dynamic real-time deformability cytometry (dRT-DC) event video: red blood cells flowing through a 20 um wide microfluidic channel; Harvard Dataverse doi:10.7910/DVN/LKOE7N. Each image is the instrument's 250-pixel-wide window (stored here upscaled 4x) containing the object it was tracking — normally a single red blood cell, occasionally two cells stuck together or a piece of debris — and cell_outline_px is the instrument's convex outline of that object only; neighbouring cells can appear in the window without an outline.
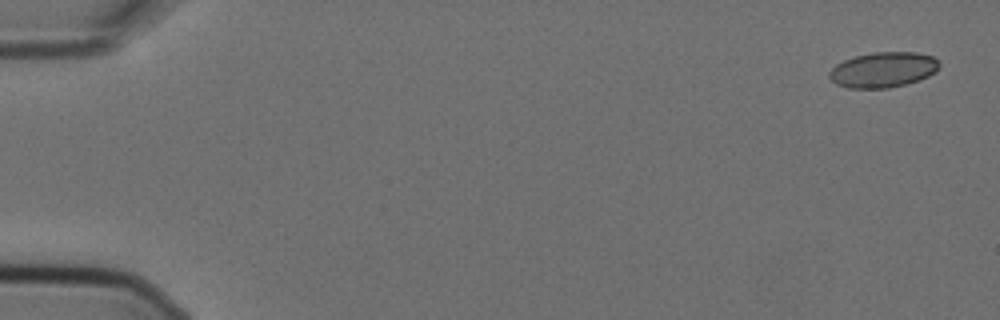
{"species": "Egyptian fruit bat (a non-hibernating species)", "species_latin": "Rousettus aegyptiacus", "temperature_condition": "cold", "stored_images_in_passage": 7, "camera_frame_rate_fps": 3000, "um_per_image_px": 0.085, "animal": {"sex": "female"}, "frame": {"image": 1, "passage_image": 1, "time_ms": 0.0, "image_size_px": [1000, 320], "cell_outline_px": [[940, 64], [936, 72], [920, 80], [908, 84], [888, 88], [848, 88], [836, 84], [828, 76], [828, 72], [836, 64], [844, 60], [856, 56], [876, 52], [916, 52], [932, 56]], "centroid_in_image_um": [75.07, 5.94], "position_along_channel_um": 9.9, "area_um2": 22.72}}
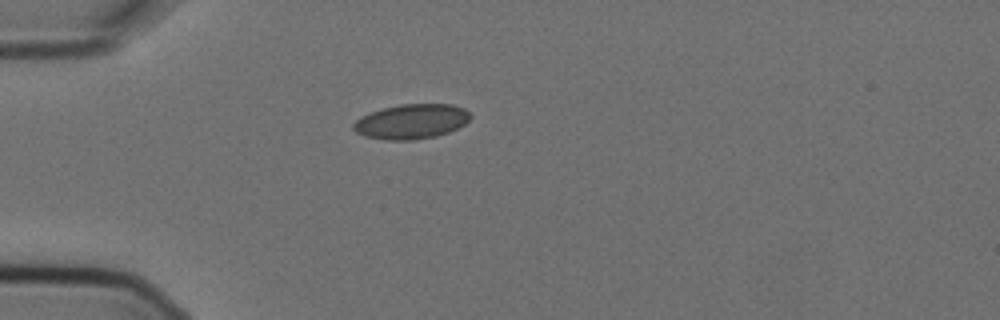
{"frame": {"image": 2, "passage_image": 5, "time_ms": 1.333, "image_size_px": [1000, 320], "cell_outline_px": [[472, 116], [464, 124], [448, 132], [436, 136], [416, 140], [384, 140], [364, 136], [356, 132], [352, 128], [352, 124], [360, 116], [384, 108], [400, 104], [452, 104], [464, 108]], "centroid_in_image_um": [34.95, 10.33], "position_along_channel_um": 50.1, "area_um2": 23.76}}
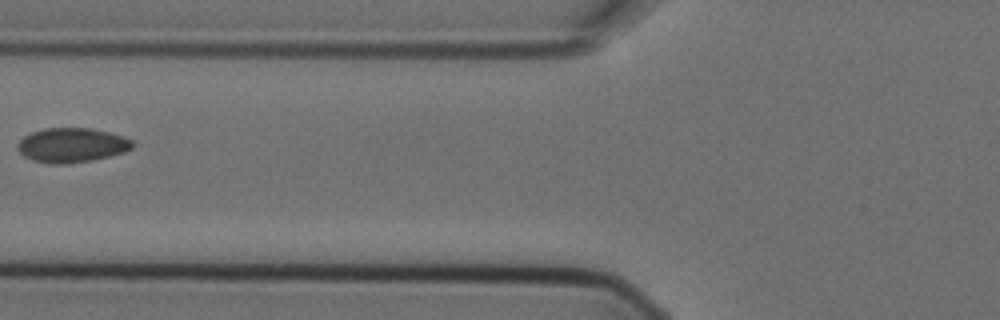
{"frame": {"image": 3, "passage_image": 7, "time_ms": 2.0, "image_size_px": [1000, 320], "cell_outline_px": [[136, 144], [132, 148], [124, 152], [92, 160], [64, 164], [56, 164], [32, 160], [24, 156], [20, 152], [20, 140], [24, 136], [32, 132], [44, 128], [92, 128], [124, 136], [132, 140]], "centroid_in_image_um": [6.15, 12.33], "position_along_channel_um": 119.6, "area_um2": 22.89}}